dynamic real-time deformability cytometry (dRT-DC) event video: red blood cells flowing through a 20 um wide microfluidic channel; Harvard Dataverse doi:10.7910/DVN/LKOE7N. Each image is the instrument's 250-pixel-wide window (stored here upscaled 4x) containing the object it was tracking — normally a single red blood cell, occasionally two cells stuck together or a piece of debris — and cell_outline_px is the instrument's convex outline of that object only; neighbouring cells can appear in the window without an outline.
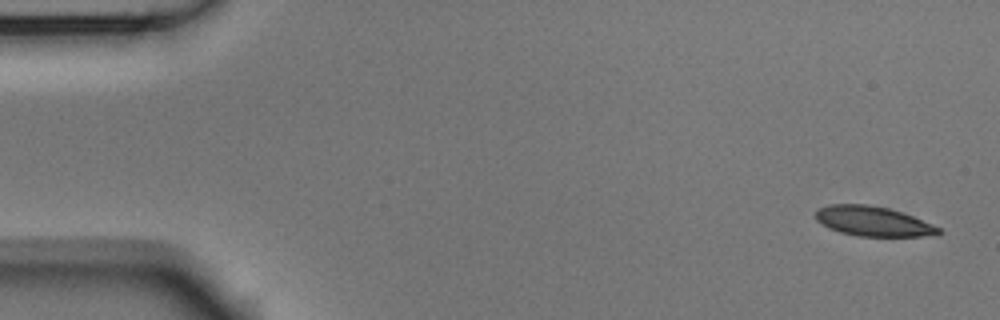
{"species": "Egyptian fruit bat (a non-hibernating species)", "species_latin": "Rousettus aegyptiacus", "temperature_condition": "room temperature", "stored_images_in_passage": 8, "camera_frame_rate_fps": 3000, "um_per_image_px": 0.085, "animal": {"sex": "male"}, "frame": {"image": 1, "passage_image": 1, "time_ms": 0.0, "image_size_px": [1000, 320], "cell_outline_px": [[940, 232], [936, 236], [856, 236], [840, 232], [828, 228], [816, 220], [816, 212], [820, 208], [828, 204], [868, 204], [888, 208], [912, 216], [932, 224], [940, 228]], "centroid_in_image_um": [74.2, 18.81], "position_along_channel_um": 10.8, "area_um2": 21.27}}
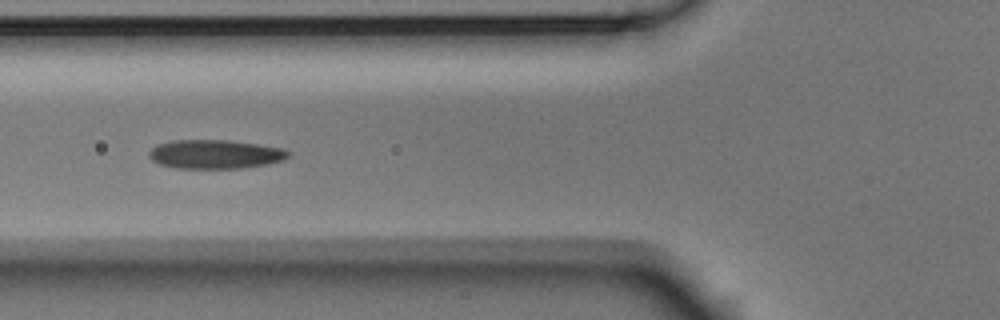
{"frame": {"image": 2, "passage_image": 6, "time_ms": 1.667, "image_size_px": [1000, 320], "cell_outline_px": [[288, 156], [284, 160], [264, 164], [240, 168], [176, 168], [160, 164], [152, 160], [148, 156], [148, 152], [156, 144], [172, 140], [232, 140], [280, 148], [288, 152]], "centroid_in_image_um": [18.21, 13.1], "position_along_channel_um": 107.6, "area_um2": 23.29}}
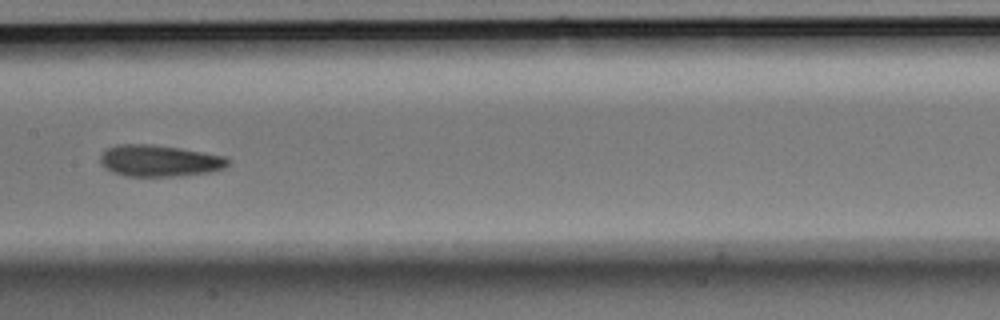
{"frame": {"image": 3, "passage_image": 8, "time_ms": 2.333, "image_size_px": [1000, 320], "cell_outline_px": [[228, 164], [224, 168], [208, 172], [180, 176], [124, 176], [112, 172], [100, 160], [100, 156], [108, 148], [116, 144], [152, 144], [180, 148], [224, 156], [228, 160]], "centroid_in_image_um": [13.54, 13.66], "position_along_channel_um": 193.9, "area_um2": 23.24}}